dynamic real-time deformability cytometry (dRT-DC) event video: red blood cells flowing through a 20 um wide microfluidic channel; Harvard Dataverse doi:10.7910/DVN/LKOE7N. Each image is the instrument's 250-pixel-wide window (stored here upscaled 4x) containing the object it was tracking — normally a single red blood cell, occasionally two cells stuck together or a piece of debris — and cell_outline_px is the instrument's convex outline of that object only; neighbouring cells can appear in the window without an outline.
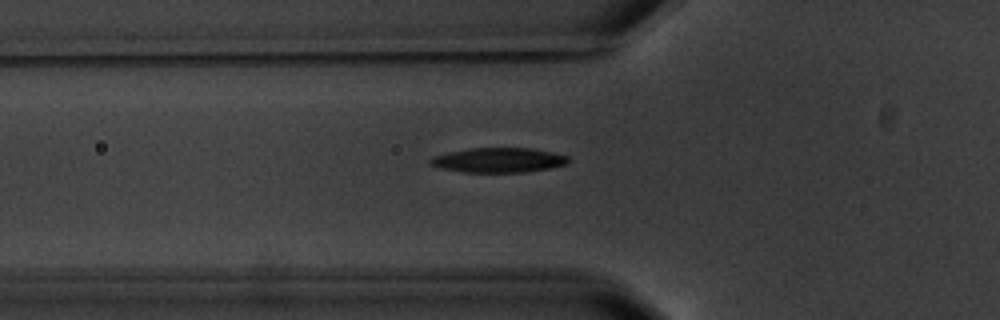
{"species": "common noctule bat (a hibernating species)", "species_latin": "Nyctalus noctula", "temperature_condition": "warm", "stored_images_in_passage": 8, "segment_of_instrument_passage": [2, 2], "camera_frame_rate_fps": 3000, "um_per_image_px": 0.085, "animal": {"sex": "male", "body_mass_g": 20.1, "forearm_length_mm": 53.5}, "frame": {"image": 1, "passage_image": 8, "time_ms": 10.667, "image_size_px": [1000, 320], "cell_outline_px": [[572, 160], [568, 164], [548, 168], [524, 172], [464, 172], [440, 168], [428, 164], [428, 160], [432, 156], [448, 152], [468, 148], [528, 148], [552, 152], [568, 156]], "centroid_in_image_um": [42.35, 13.61], "position_along_channel_um": 83.4, "area_um2": 20.0}}